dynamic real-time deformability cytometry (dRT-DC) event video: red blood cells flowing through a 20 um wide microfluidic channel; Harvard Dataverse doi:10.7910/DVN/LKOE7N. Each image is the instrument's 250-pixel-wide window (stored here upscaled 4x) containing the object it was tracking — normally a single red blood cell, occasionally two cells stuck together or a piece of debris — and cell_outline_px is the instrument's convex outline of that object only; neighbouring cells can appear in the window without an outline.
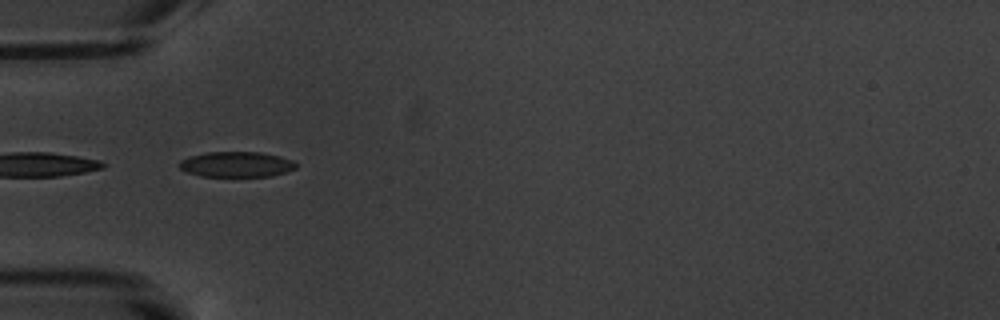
{"species": "common noctule bat (a hibernating species)", "species_latin": "Nyctalus noctula", "temperature_condition": "warm", "stored_images_in_passage": 5, "segment_of_instrument_passage": [2, 2], "camera_frame_rate_fps": 3000, "um_per_image_px": 0.085, "animal": {"sex": "male", "body_mass_g": 20.1, "forearm_length_mm": 53.5}, "frame": {"image": 1, "passage_image": 4, "time_ms": 4.333, "image_size_px": [1000, 320], "cell_outline_px": [[296, 168], [272, 176], [200, 176], [188, 172], [180, 168], [180, 160], [188, 156], [208, 152], [260, 152], [280, 156], [292, 160], [296, 164]], "centroid_in_image_um": [20.09, 13.96], "position_along_channel_um": 64.9, "area_um2": 17.17}}